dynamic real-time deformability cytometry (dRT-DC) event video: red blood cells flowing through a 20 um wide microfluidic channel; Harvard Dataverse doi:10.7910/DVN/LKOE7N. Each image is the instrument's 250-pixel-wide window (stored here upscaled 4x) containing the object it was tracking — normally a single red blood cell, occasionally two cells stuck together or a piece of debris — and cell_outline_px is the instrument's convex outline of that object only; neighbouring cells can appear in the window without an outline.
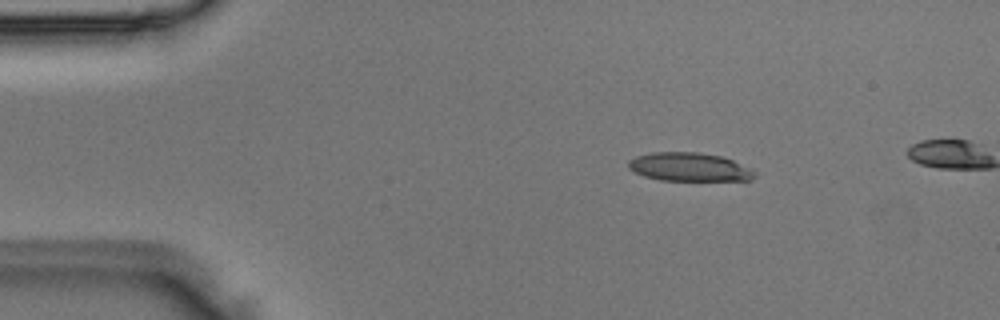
{"species": "Egyptian fruit bat (a non-hibernating species)", "species_latin": "Rousettus aegyptiacus", "temperature_condition": "room temperature", "stored_images_in_passage": 6, "camera_frame_rate_fps": 3000, "um_per_image_px": 0.085, "animal": {"sex": "male"}, "frame": {"image": 1, "passage_image": 3, "time_ms": 0.667, "image_size_px": [1000, 320], "cell_outline_px": [[756, 176], [752, 180], [660, 180], [644, 176], [628, 168], [628, 160], [636, 156], [652, 152], [700, 152], [720, 156], [732, 160], [756, 172]], "centroid_in_image_um": [58.56, 14.19], "position_along_channel_um": 26.4, "area_um2": 20.87}}